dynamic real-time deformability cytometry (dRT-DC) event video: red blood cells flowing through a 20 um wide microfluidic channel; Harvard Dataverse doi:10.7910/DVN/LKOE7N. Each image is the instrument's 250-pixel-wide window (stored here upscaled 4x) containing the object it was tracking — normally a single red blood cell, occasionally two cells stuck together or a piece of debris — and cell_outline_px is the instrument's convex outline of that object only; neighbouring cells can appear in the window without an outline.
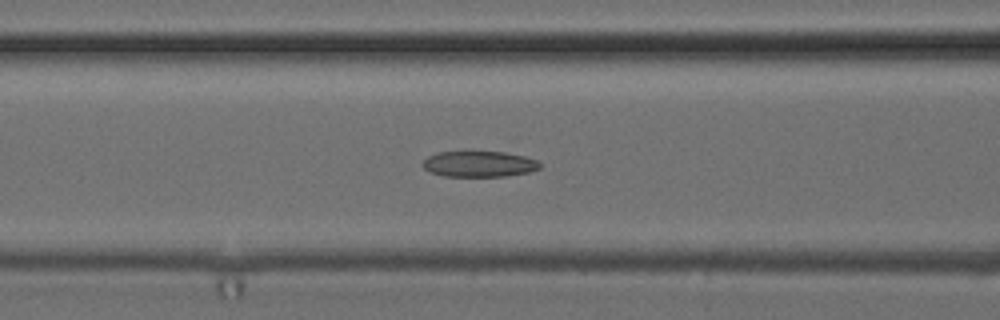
{"species": "common noctule bat (a hibernating species)", "species_latin": "Nyctalus noctula", "temperature_condition": "cold", "stored_images_in_passage": 53, "camera_frame_rate_fps": 3000, "um_per_image_px": 0.085, "animal": {"sex": "female", "body_mass_g": 24.6, "forearm_length_mm": 56.2}, "frame": {"image": 1, "passage_image": 22, "time_ms": 7.0, "image_size_px": [1000, 320], "cell_outline_px": [[540, 168], [528, 172], [508, 176], [444, 176], [432, 172], [424, 168], [420, 164], [428, 156], [436, 152], [504, 152], [524, 156], [536, 160], [540, 164]], "centroid_in_image_um": [40.7, 13.94], "position_along_channel_um": 125.9, "area_um2": 17.51}}
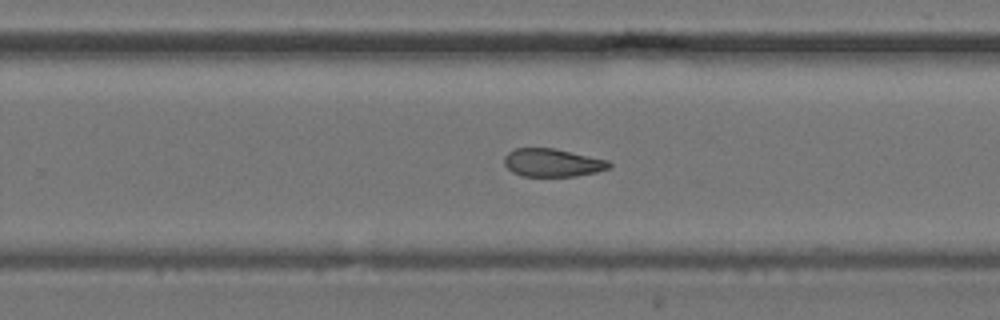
{"frame": {"image": 2, "passage_image": 34, "time_ms": 11.0, "image_size_px": [1000, 320], "cell_outline_px": [[612, 168], [596, 172], [576, 176], [520, 176], [512, 172], [504, 164], [504, 156], [508, 152], [516, 148], [556, 148], [608, 160], [612, 164]], "centroid_in_image_um": [46.97, 13.83], "position_along_channel_um": 282.8, "area_um2": 17.34}}
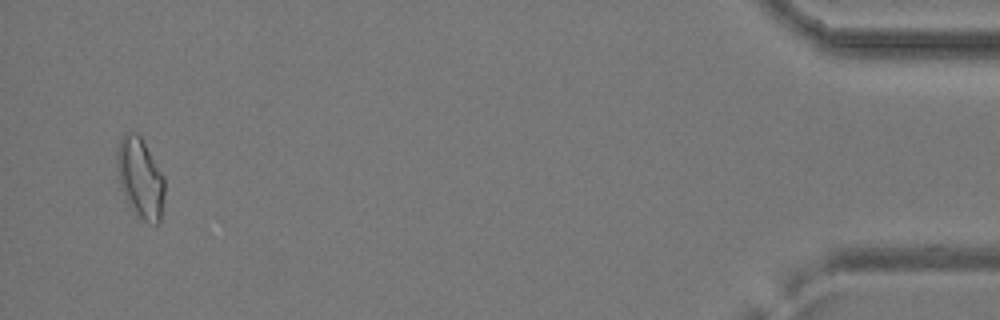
{"frame": {"image": 3, "passage_image": 51, "time_ms": 16.667, "image_size_px": [1000, 320], "cell_outline_px": [[164, 196], [160, 220], [156, 224], [148, 224], [136, 216], [120, 188], [116, 164], [116, 152], [120, 136], [128, 132], [136, 132], [140, 136], [164, 176]], "centroid_in_image_um": [11.9, 15.14], "position_along_channel_um": 423.3, "area_um2": 22.43}, "authors_computed_cell_mechanics": {"area_um2": 18.7272, "velocity_mm_per_s": 3.9355, "shape_relaxation_time_tau1_ms": null, "shape_relaxation_time_tau2_ms": 3.3961, "deformation_change_tau1": null, "deformation_change_tau2": 0.1188}}